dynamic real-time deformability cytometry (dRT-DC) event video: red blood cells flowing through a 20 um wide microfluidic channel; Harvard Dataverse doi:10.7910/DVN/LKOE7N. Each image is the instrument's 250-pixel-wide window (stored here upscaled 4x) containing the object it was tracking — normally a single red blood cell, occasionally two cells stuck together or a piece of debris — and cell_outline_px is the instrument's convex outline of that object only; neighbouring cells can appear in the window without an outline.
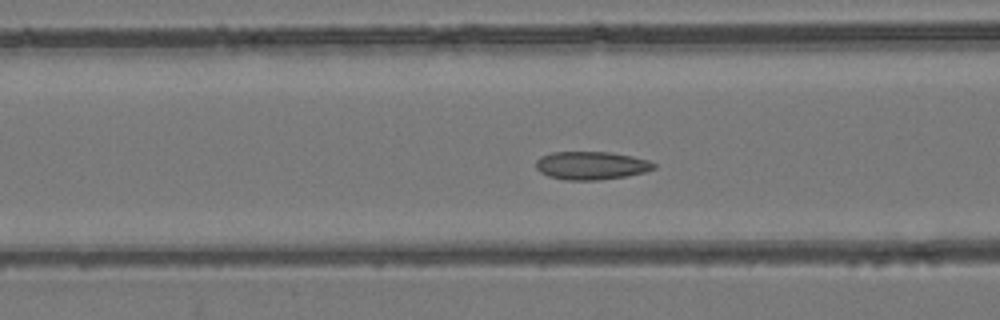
{"species": "common noctule bat (a hibernating species)", "species_latin": "Nyctalus noctula", "temperature_condition": "room temperature", "stored_images_in_passage": 55, "camera_frame_rate_fps": 3000, "um_per_image_px": 0.085, "animal": {"sex": "female", "body_mass_g": 24.6, "forearm_length_mm": 56.2}, "frame": {"image": 1, "passage_image": 22, "time_ms": 7.0, "image_size_px": [1000, 320], "cell_outline_px": [[656, 168], [644, 172], [628, 176], [596, 180], [564, 180], [548, 176], [540, 172], [536, 168], [536, 160], [540, 156], [552, 152], [608, 152], [632, 156], [648, 160], [656, 164]], "centroid_in_image_um": [50.25, 14.07], "position_along_channel_um": 116.4, "area_um2": 19.42}}
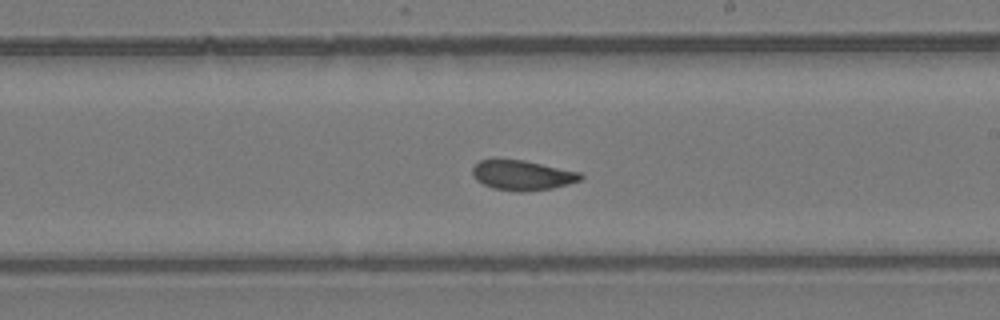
{"frame": {"image": 2, "passage_image": 32, "time_ms": 10.333, "image_size_px": [1000, 320], "cell_outline_px": [[584, 176], [580, 180], [568, 184], [552, 188], [520, 192], [492, 188], [476, 180], [472, 176], [472, 168], [480, 160], [524, 160], [580, 172]], "centroid_in_image_um": [44.39, 14.9], "position_along_channel_um": 244.6, "area_um2": 18.67}}
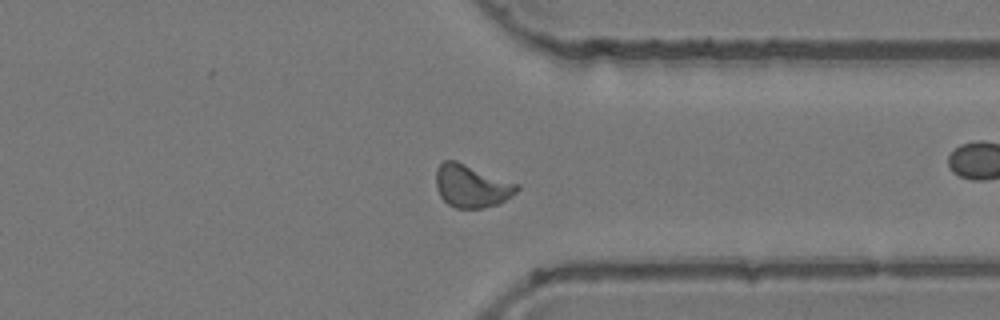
{"frame": {"image": 3, "passage_image": 42, "time_ms": 13.667, "image_size_px": [1000, 320], "cell_outline_px": [[520, 188], [512, 196], [496, 204], [480, 208], [456, 208], [448, 204], [440, 196], [436, 188], [436, 168], [444, 160], [456, 160], [520, 184]], "centroid_in_image_um": [40.08, 15.79], "position_along_channel_um": 371.3, "area_um2": 20.23}, "authors_computed_cell_mechanics": {"area_um2": 19.5942, "velocity_mm_per_s": 3.8524, "shape_relaxation_time_tau1_ms": null, "shape_relaxation_time_tau2_ms": 1.4034, "deformation_change_tau1": null, "deformation_change_tau2": 0.0658}}